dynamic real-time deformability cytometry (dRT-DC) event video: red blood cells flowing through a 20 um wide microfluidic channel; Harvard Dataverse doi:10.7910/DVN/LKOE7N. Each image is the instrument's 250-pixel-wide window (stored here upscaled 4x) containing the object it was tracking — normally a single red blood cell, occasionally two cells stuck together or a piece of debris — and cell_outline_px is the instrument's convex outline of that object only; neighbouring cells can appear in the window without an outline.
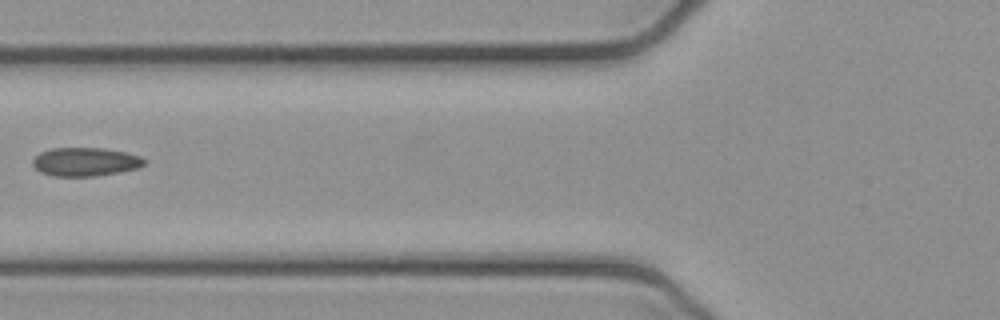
{"species": "common noctule bat (a hibernating species)", "species_latin": "Nyctalus noctula", "temperature_condition": "cold", "stored_images_in_passage": 7, "camera_frame_rate_fps": 3000, "um_per_image_px": 0.085, "animal": {"sex": "female", "body_mass_g": 21.9}, "frame": {"image": 1, "passage_image": 6, "time_ms": 1.667, "image_size_px": [1000, 320], "cell_outline_px": [[148, 164], [140, 168], [120, 172], [96, 176], [52, 176], [40, 172], [32, 164], [32, 160], [40, 152], [52, 148], [104, 148], [128, 152], [140, 156], [148, 160]], "centroid_in_image_um": [7.32, 13.75], "position_along_channel_um": 118.5, "area_um2": 18.96}}
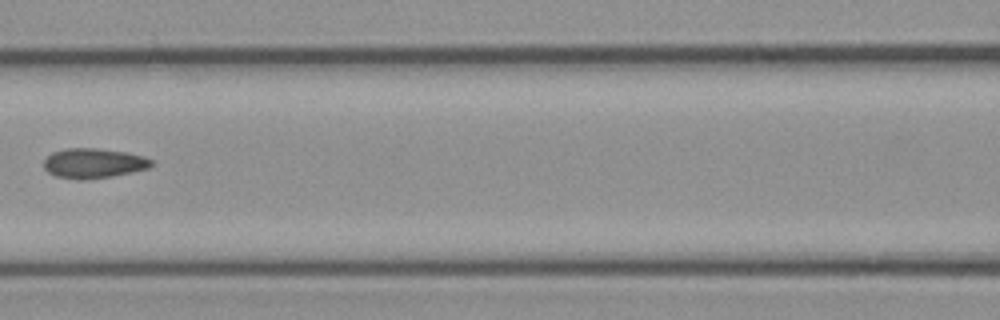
{"frame": {"image": 2, "passage_image": 7, "time_ms": 2.0, "image_size_px": [1000, 320], "cell_outline_px": [[152, 164], [148, 168], [132, 172], [112, 176], [88, 180], [80, 180], [56, 176], [48, 172], [44, 168], [44, 160], [52, 152], [68, 148], [96, 148], [128, 152], [144, 156], [152, 160]], "centroid_in_image_um": [7.95, 13.87], "position_along_channel_um": 158.6, "area_um2": 18.79}}